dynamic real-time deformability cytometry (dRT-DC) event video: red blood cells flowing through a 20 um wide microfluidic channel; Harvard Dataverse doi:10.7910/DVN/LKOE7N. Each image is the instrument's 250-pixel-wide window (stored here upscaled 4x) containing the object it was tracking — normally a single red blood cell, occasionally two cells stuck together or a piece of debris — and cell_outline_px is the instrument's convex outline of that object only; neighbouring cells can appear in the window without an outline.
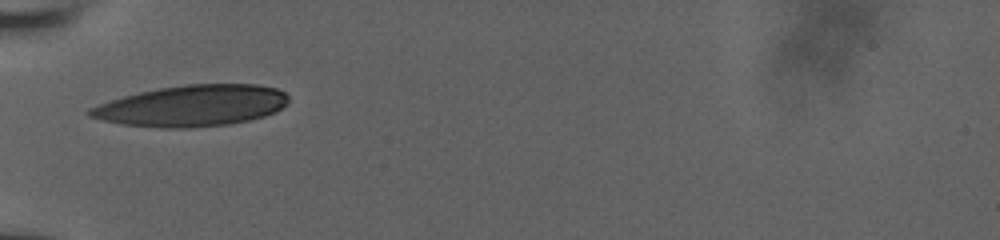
{"species": "human", "species_latin": "Homo sapiens", "temperature_condition": "room temperature", "stored_images_in_passage": 5, "camera_frame_rate_fps": 3000, "um_per_image_px": 0.085, "donor": {"sex": "male"}, "frame": {"image": 1, "passage_image": 1, "time_ms": 0.0, "image_size_px": [1000, 240], "cell_outline_px": [[288, 100], [276, 112], [264, 116], [248, 120], [228, 124], [188, 128], [164, 128], [124, 124], [104, 120], [88, 116], [84, 112], [88, 108], [124, 96], [140, 92], [160, 88], [184, 84], [256, 84], [276, 88], [284, 92], [288, 96]], "centroid_in_image_um": [16.31, 8.99], "position_along_channel_um": 68.7, "area_um2": 47.4}}
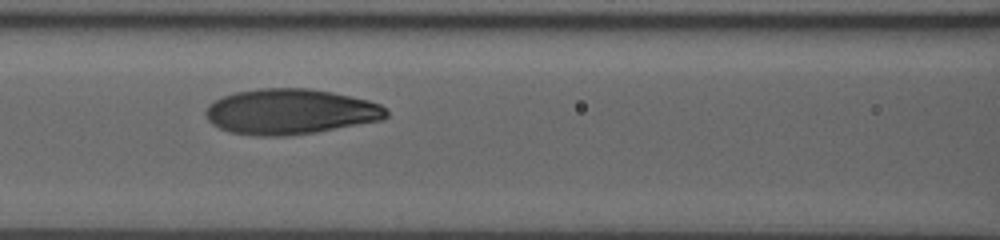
{"frame": {"image": 2, "passage_image": 3, "time_ms": 2.0, "image_size_px": [1000, 240], "cell_outline_px": [[388, 116], [384, 120], [316, 132], [284, 136], [256, 136], [232, 132], [220, 128], [212, 124], [208, 120], [204, 112], [208, 104], [224, 96], [236, 92], [260, 88], [308, 88], [332, 92], [368, 100], [380, 104], [388, 112]], "centroid_in_image_um": [24.68, 9.49], "position_along_channel_um": 141.9, "area_um2": 47.86}}
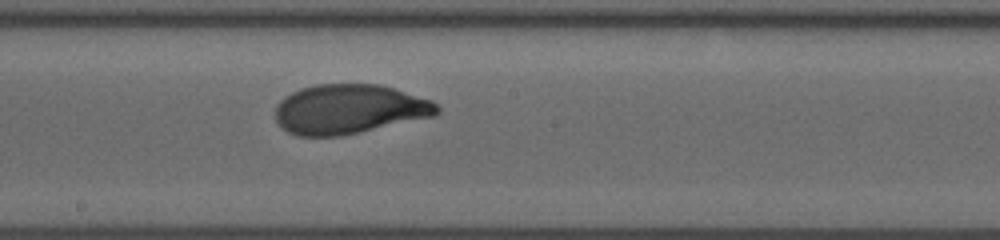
{"frame": {"image": 3, "passage_image": 5, "time_ms": 4.0, "image_size_px": [1000, 240], "cell_outline_px": [[440, 112], [436, 116], [340, 136], [296, 136], [288, 132], [276, 120], [276, 104], [284, 96], [300, 88], [316, 84], [380, 84], [432, 100], [440, 108]], "centroid_in_image_um": [29.69, 9.27], "position_along_channel_um": 218.5, "area_um2": 46.82}}